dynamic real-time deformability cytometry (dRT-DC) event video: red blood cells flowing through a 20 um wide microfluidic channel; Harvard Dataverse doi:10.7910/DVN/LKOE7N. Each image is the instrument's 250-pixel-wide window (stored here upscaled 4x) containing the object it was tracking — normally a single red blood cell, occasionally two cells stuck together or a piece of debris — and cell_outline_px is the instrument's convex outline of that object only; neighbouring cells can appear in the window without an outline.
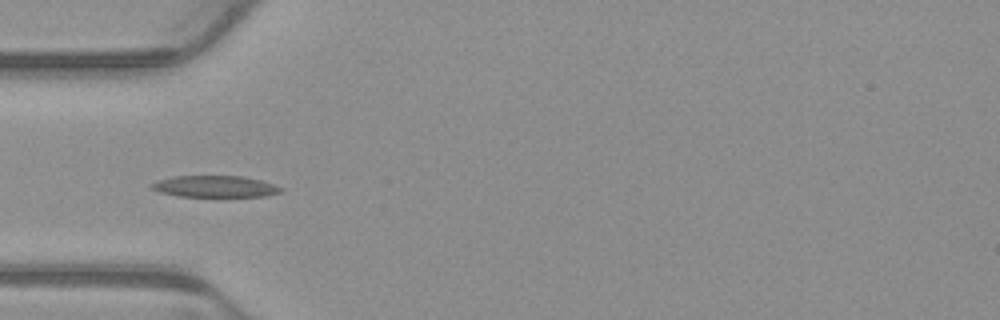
{"species": "common noctule bat (a hibernating species)", "species_latin": "Nyctalus noctula", "temperature_condition": "warm", "stored_images_in_passage": 6, "camera_frame_rate_fps": 3000, "um_per_image_px": 0.085, "animal": {"sex": "male", "body_mass_g": 23.1, "forearm_length_mm": 52.7}, "frame": {"image": 1, "passage_image": 5, "time_ms": 1.333, "image_size_px": [1000, 320], "cell_outline_px": [[284, 188], [280, 192], [264, 196], [180, 196], [160, 192], [152, 188], [148, 184], [156, 180], [172, 176], [244, 176], [260, 180]], "centroid_in_image_um": [18.23, 15.83], "position_along_channel_um": 66.8, "area_um2": 16.13}}
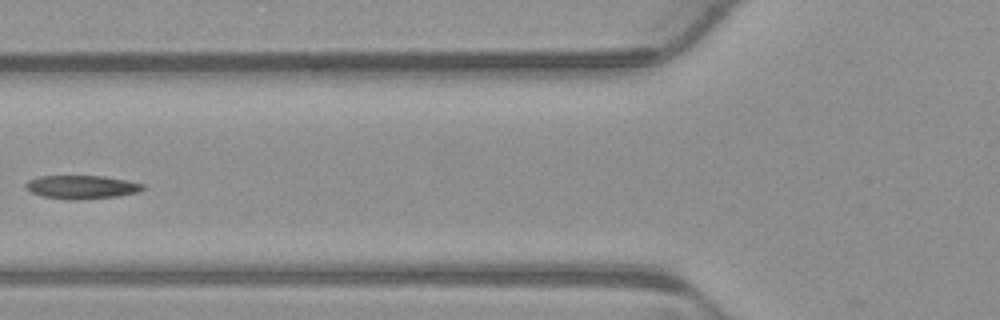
{"frame": {"image": 2, "passage_image": 6, "time_ms": 1.667, "image_size_px": [1000, 320], "cell_outline_px": [[144, 188], [140, 192], [116, 196], [76, 200], [72, 200], [40, 196], [24, 188], [24, 184], [28, 180], [40, 176], [104, 176], [128, 180], [144, 184]], "centroid_in_image_um": [6.93, 15.89], "position_along_channel_um": 118.9, "area_um2": 16.13}}